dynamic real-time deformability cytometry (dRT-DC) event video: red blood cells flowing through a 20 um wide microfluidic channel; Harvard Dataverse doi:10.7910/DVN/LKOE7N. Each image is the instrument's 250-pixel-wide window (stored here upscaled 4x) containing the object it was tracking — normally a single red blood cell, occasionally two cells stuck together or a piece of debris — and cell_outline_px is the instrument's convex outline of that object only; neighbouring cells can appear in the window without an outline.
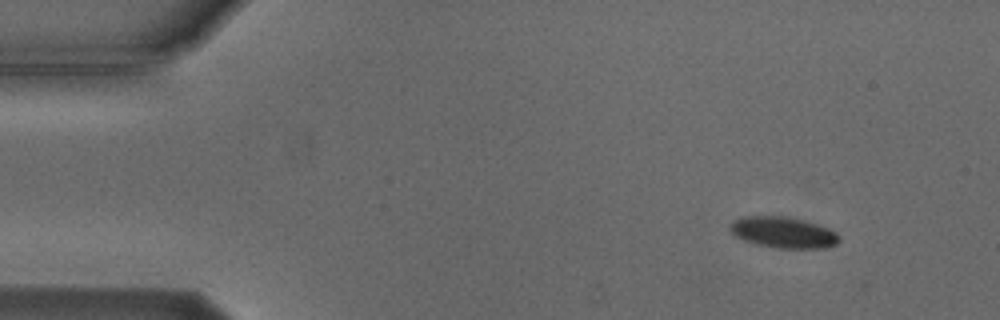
{"species": "Egyptian fruit bat (a non-hibernating species)", "species_latin": "Rousettus aegyptiacus", "temperature_condition": "cold", "stored_images_in_passage": 4, "camera_frame_rate_fps": 3000, "um_per_image_px": 0.085, "animal": {"sex": "male"}, "frame": {"image": 1, "passage_image": 1, "time_ms": 0.0, "image_size_px": [1000, 320], "cell_outline_px": [[840, 240], [836, 244], [828, 248], [776, 248], [756, 244], [744, 240], [736, 236], [728, 228], [728, 224], [732, 220], [744, 216], [784, 216], [816, 224], [828, 228], [836, 232], [840, 236]], "centroid_in_image_um": [66.56, 19.76], "position_along_channel_um": 18.4, "area_um2": 19.83}}